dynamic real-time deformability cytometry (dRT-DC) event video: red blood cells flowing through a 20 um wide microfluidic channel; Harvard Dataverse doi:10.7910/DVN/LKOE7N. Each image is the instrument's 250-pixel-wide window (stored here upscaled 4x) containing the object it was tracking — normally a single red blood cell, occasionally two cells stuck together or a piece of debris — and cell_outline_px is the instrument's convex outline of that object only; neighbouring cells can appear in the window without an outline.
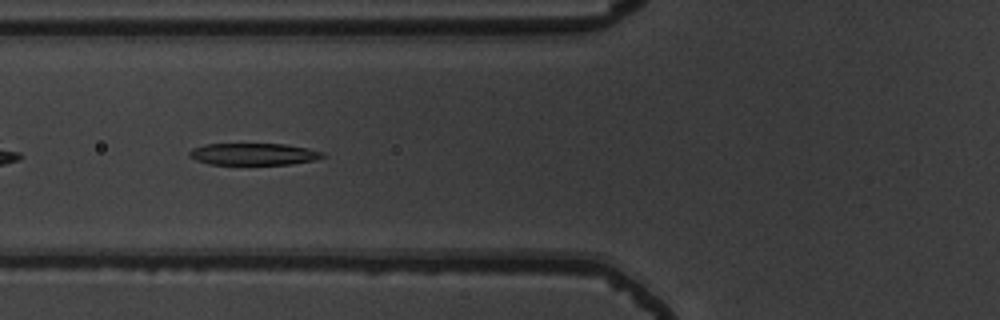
{"species": "common noctule bat (a hibernating species)", "species_latin": "Nyctalus noctula", "temperature_condition": "warm", "stored_images_in_passage": 34, "camera_frame_rate_fps": 3000, "um_per_image_px": 0.085, "animal": {"sex": "male", "body_mass_g": 19.5, "forearm_length_mm": 54.6}, "frame": {"image": 1, "passage_image": 5, "time_ms": 1.333, "image_size_px": [1000, 320], "cell_outline_px": [[324, 156], [316, 160], [292, 164], [208, 164], [196, 160], [188, 156], [188, 152], [192, 148], [204, 144], [284, 144], [308, 148], [324, 152]], "centroid_in_image_um": [21.54, 13.1], "position_along_channel_um": 104.3, "area_um2": 17.05}}
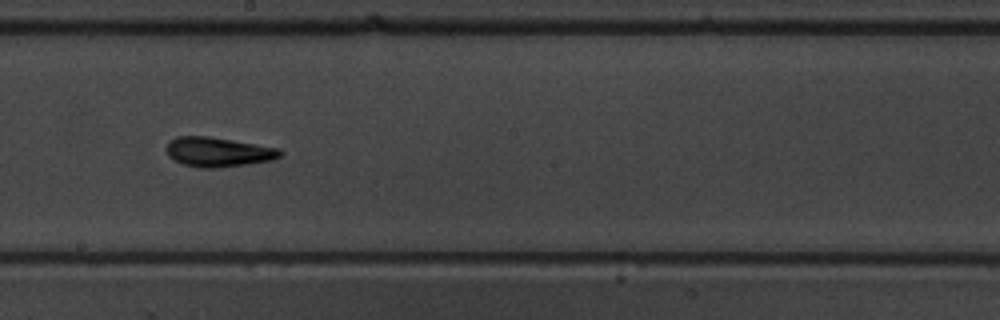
{"frame": {"image": 2, "passage_image": 15, "time_ms": 4.667, "image_size_px": [1000, 320], "cell_outline_px": [[284, 152], [280, 156], [272, 160], [248, 164], [212, 168], [200, 168], [184, 164], [168, 156], [168, 140], [176, 136], [208, 136], [280, 148]], "centroid_in_image_um": [18.57, 12.91], "position_along_channel_um": 229.6, "area_um2": 19.48}}
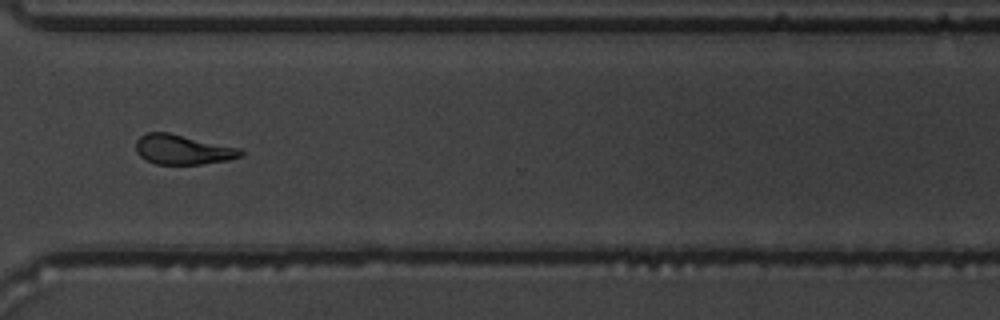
{"frame": {"image": 3, "passage_image": 25, "time_ms": 8.0, "image_size_px": [1000, 320], "cell_outline_px": [[244, 156], [228, 160], [200, 164], [156, 164], [140, 156], [136, 152], [136, 140], [140, 136], [148, 132], [168, 132], [240, 148], [244, 152]], "centroid_in_image_um": [15.55, 12.71], "position_along_channel_um": 355.1, "area_um2": 18.15}, "authors_computed_cell_mechanics": {"area_um2": 18.0914, "velocity_mm_per_s": 3.7583, "shape_relaxation_time_tau1_ms": 4.1204, "shape_relaxation_time_tau2_ms": 2.7779, "deformation_change_tau1": 0.1917, "deformation_change_tau2": 0.1334}}